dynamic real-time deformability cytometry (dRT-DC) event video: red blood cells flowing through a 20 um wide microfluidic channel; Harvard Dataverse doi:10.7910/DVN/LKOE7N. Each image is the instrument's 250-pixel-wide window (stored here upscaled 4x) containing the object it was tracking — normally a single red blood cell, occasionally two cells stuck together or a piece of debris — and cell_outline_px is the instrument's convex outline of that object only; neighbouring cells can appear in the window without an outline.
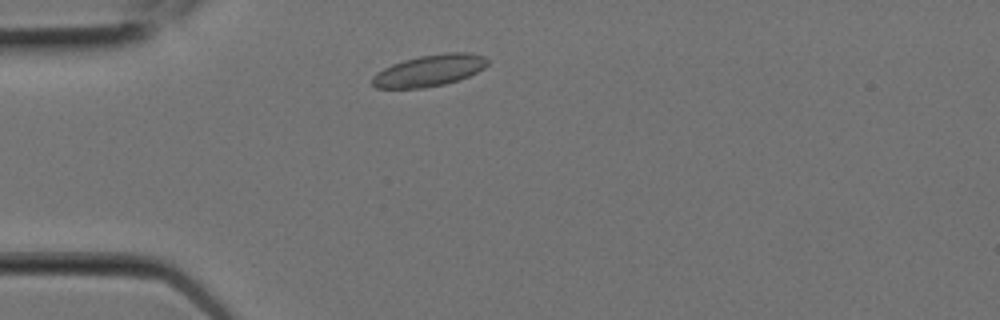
{"species": "Egyptian fruit bat (a non-hibernating species)", "species_latin": "Rousettus aegyptiacus", "temperature_condition": "room temperature", "stored_images_in_passage": 6, "camera_frame_rate_fps": 3000, "um_per_image_px": 0.085, "animal": {"sex": "female"}, "frame": {"image": 1, "passage_image": 2, "time_ms": 0.333, "image_size_px": [1000, 320], "cell_outline_px": [[488, 64], [484, 68], [460, 80], [444, 84], [424, 88], [376, 88], [372, 84], [372, 76], [376, 72], [392, 64], [404, 60], [420, 56], [444, 52], [468, 52], [484, 56], [488, 60]], "centroid_in_image_um": [36.5, 5.99], "position_along_channel_um": 48.5, "area_um2": 21.27}}
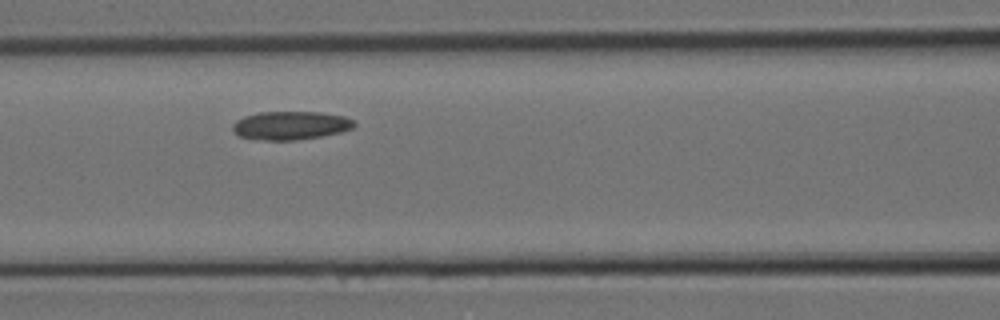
{"frame": {"image": 2, "passage_image": 5, "time_ms": 1.333, "image_size_px": [1000, 320], "cell_outline_px": [[356, 124], [352, 128], [340, 132], [320, 136], [296, 140], [264, 140], [240, 136], [232, 128], [232, 124], [236, 120], [244, 116], [260, 112], [320, 112], [344, 116], [352, 120]], "centroid_in_image_um": [24.69, 10.65], "position_along_channel_um": 141.9, "area_um2": 19.94}}
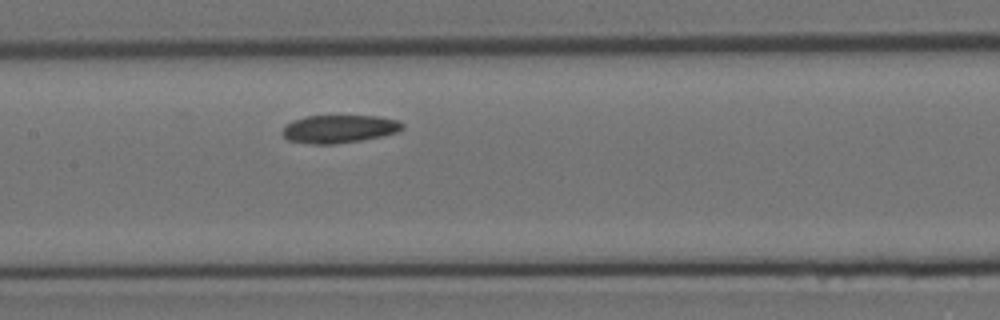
{"frame": {"image": 3, "passage_image": 6, "time_ms": 1.667, "image_size_px": [1000, 320], "cell_outline_px": [[404, 128], [396, 132], [380, 136], [360, 140], [332, 144], [312, 144], [288, 140], [284, 136], [284, 128], [292, 120], [304, 116], [376, 116], [396, 120], [404, 124]], "centroid_in_image_um": [28.82, 10.95], "position_along_channel_um": 178.6, "area_um2": 19.25}}